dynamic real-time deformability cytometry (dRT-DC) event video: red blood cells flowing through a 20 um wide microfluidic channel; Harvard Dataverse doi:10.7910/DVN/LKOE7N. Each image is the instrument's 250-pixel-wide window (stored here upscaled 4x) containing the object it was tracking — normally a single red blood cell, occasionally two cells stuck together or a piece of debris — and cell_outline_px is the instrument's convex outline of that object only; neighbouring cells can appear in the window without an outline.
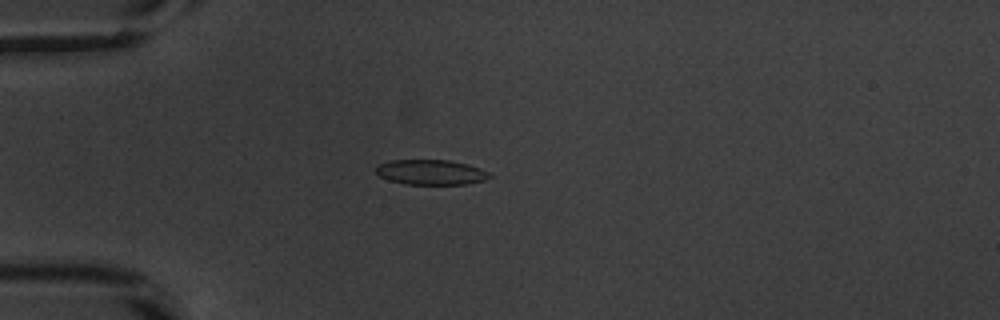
{"species": "common noctule bat (a hibernating species)", "species_latin": "Nyctalus noctula", "temperature_condition": "warm", "stored_images_in_passage": 49, "camera_frame_rate_fps": 3000, "um_per_image_px": 0.085, "animal": {"sex": "male", "body_mass_g": 20.1, "forearm_length_mm": 53.5}, "frame": {"image": 1, "passage_image": 11, "time_ms": 3.333, "image_size_px": [1000, 320], "cell_outline_px": [[492, 176], [484, 180], [468, 184], [404, 184], [388, 180], [380, 176], [376, 172], [376, 168], [380, 164], [392, 160], [448, 160], [468, 164], [480, 168], [488, 172]], "centroid_in_image_um": [36.64, 14.64], "position_along_channel_um": 48.4, "area_um2": 16.53}}
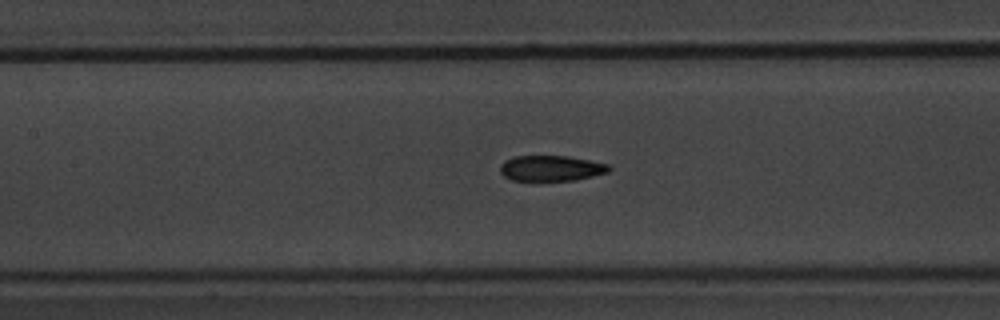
{"frame": {"image": 2, "passage_image": 21, "time_ms": 6.667, "image_size_px": [1000, 320], "cell_outline_px": [[612, 168], [608, 172], [576, 180], [512, 180], [504, 176], [500, 172], [500, 164], [504, 160], [512, 156], [568, 156], [608, 164]], "centroid_in_image_um": [46.82, 14.29], "position_along_channel_um": 160.6, "area_um2": 16.18}}
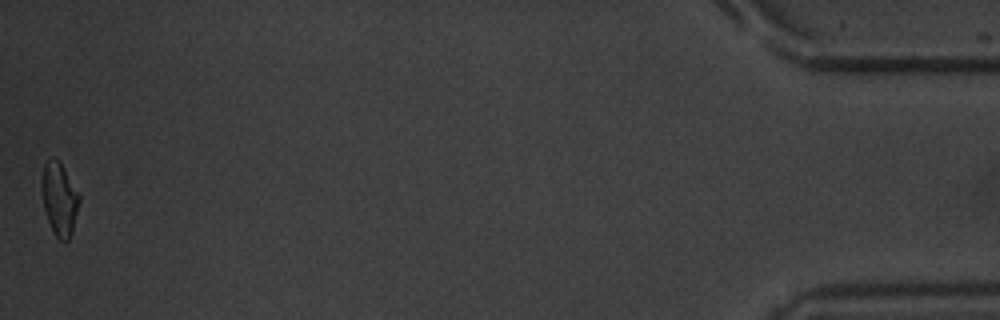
{"frame": {"image": 3, "passage_image": 49, "time_ms": 16.0, "image_size_px": [1000, 320], "cell_outline_px": [[80, 200], [72, 232], [68, 240], [60, 240], [52, 232], [44, 208], [40, 188], [40, 184], [44, 164], [52, 156], [64, 168], [80, 192]], "centroid_in_image_um": [5.04, 16.9], "position_along_channel_um": 430.2, "area_um2": 16.13}, "authors_computed_cell_mechanics": {"area_um2": 16.5308, "velocity_mm_per_s": 3.8575, "shape_relaxation_time_tau1_ms": 6.0387, "shape_relaxation_time_tau2_ms": 3.3728, "deformation_change_tau1": 0.1681, "deformation_change_tau2": 0.0972}}